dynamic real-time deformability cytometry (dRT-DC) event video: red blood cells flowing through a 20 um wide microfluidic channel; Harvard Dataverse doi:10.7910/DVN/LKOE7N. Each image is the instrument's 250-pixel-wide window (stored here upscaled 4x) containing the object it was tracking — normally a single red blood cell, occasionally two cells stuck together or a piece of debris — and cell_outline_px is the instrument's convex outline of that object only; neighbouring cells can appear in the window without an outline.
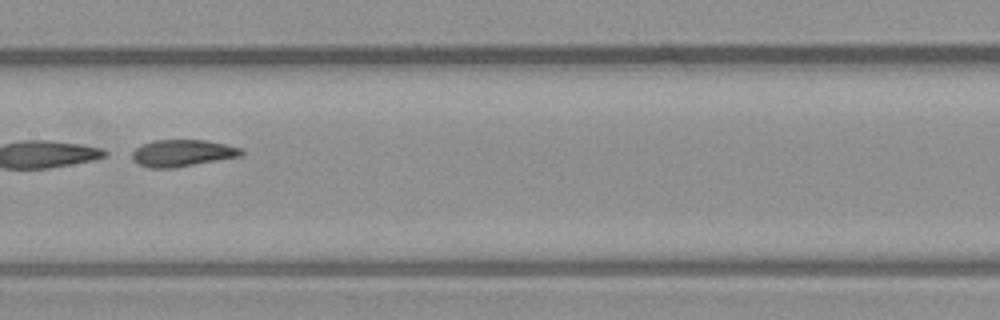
{"species": "common noctule bat (a hibernating species)", "species_latin": "Nyctalus noctula", "temperature_condition": "warm", "stored_images_in_passage": 48, "camera_frame_rate_fps": 3000, "um_per_image_px": 0.085, "animal": {"sex": "male", "body_mass_g": 23.1, "forearm_length_mm": 52.7}, "frame": {"image": 1, "passage_image": 21, "time_ms": 6.667, "image_size_px": [1000, 320], "cell_outline_px": [[244, 152], [240, 156], [176, 168], [148, 168], [132, 160], [132, 152], [136, 148], [152, 140], [208, 140], [244, 148]], "centroid_in_image_um": [15.53, 13.01], "position_along_channel_um": 191.9, "area_um2": 17.22}}